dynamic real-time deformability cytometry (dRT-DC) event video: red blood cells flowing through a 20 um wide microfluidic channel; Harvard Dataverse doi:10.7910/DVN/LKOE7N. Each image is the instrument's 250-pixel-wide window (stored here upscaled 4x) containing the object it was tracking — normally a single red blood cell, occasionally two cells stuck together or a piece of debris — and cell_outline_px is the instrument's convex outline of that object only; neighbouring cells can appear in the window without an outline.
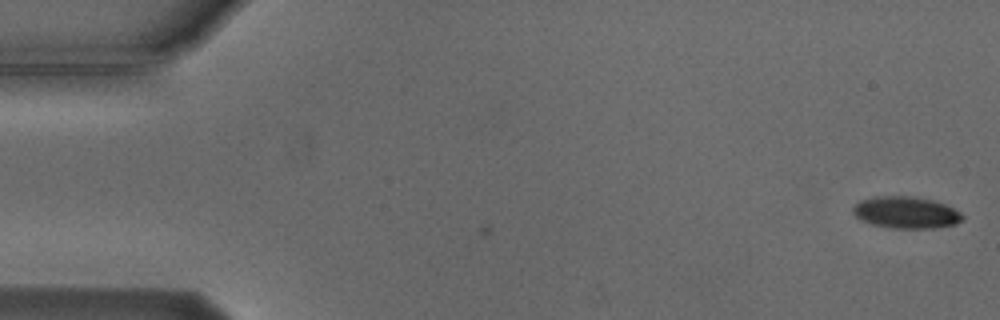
{"species": "Egyptian fruit bat (a non-hibernating species)", "species_latin": "Rousettus aegyptiacus", "temperature_condition": "cold", "stored_images_in_passage": 2, "camera_frame_rate_fps": 3000, "um_per_image_px": 0.085, "animal": {"sex": "male"}, "frame": {"image": 1, "passage_image": 1, "time_ms": 0.0, "image_size_px": [1000, 320], "cell_outline_px": [[964, 220], [956, 224], [932, 228], [892, 228], [872, 224], [856, 216], [852, 212], [852, 208], [860, 200], [876, 196], [912, 196], [932, 200], [944, 204], [960, 212], [964, 216]], "centroid_in_image_um": [77.02, 18.06], "position_along_channel_um": 8.0, "area_um2": 20.17}}